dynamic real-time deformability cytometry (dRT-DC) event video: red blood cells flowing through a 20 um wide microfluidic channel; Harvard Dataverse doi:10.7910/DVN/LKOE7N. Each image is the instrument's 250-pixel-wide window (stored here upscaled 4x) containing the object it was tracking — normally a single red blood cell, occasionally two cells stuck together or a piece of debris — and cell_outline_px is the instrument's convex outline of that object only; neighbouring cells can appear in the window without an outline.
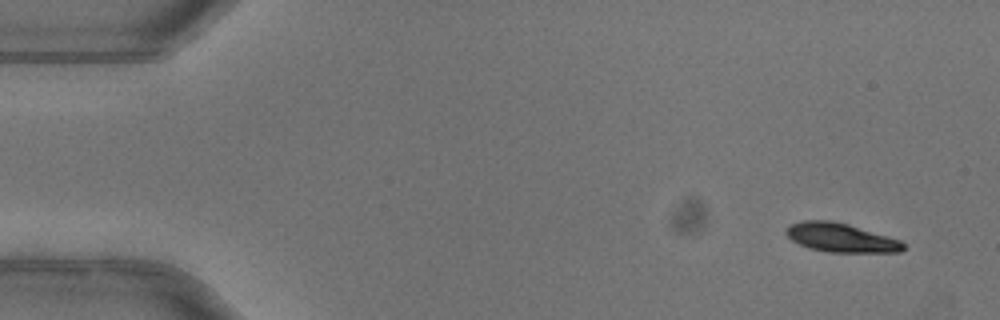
{"species": "common noctule bat (a hibernating species)", "species_latin": "Nyctalus noctula", "temperature_condition": "warm", "stored_images_in_passage": 50, "camera_frame_rate_fps": 3000, "um_per_image_px": 0.085, "animal": {"sex": "female"}, "frame": {"image": 1, "passage_image": 1, "time_ms": 0.0, "image_size_px": [1000, 320], "cell_outline_px": [[904, 248], [900, 252], [828, 252], [808, 248], [792, 240], [784, 232], [784, 228], [792, 224], [804, 220], [832, 220], [848, 224], [900, 240], [904, 244]], "centroid_in_image_um": [71.43, 20.2], "position_along_channel_um": 13.6, "area_um2": 19.65}}
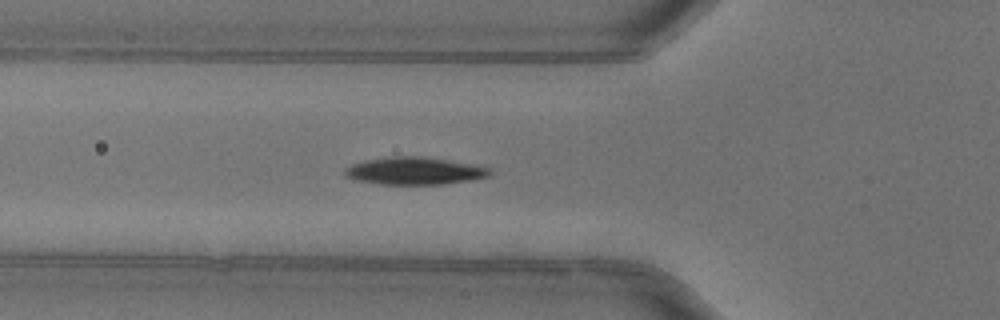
{"frame": {"image": 2, "passage_image": 16, "time_ms": 5.0, "image_size_px": [1000, 320], "cell_outline_px": [[492, 172], [488, 176], [476, 180], [444, 184], [380, 184], [356, 180], [344, 176], [344, 172], [352, 164], [364, 160], [392, 156], [420, 156], [472, 164], [492, 168]], "centroid_in_image_um": [35.27, 14.53], "position_along_channel_um": 90.5, "area_um2": 23.24}}
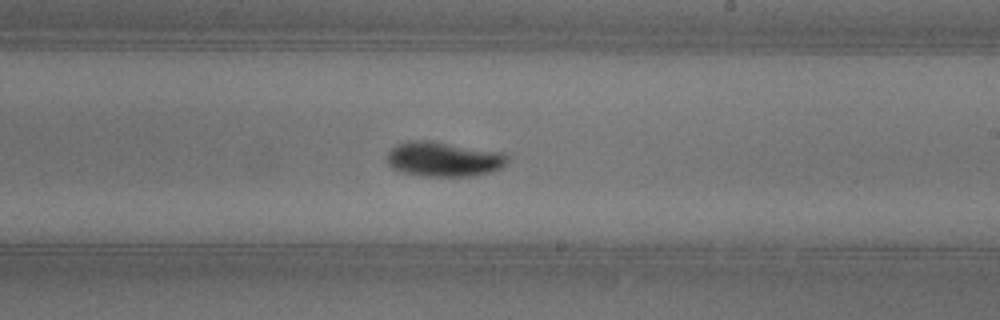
{"frame": {"image": 3, "passage_image": 28, "time_ms": 9.0, "image_size_px": [1000, 320], "cell_outline_px": [[508, 160], [500, 168], [492, 172], [476, 176], [420, 176], [400, 172], [392, 168], [388, 164], [388, 152], [396, 144], [408, 140], [432, 140], [504, 152], [508, 156]], "centroid_in_image_um": [37.71, 13.52], "position_along_channel_um": 251.3, "area_um2": 24.85}, "authors_computed_cell_mechanics": {"area_um2": 22.1952, "velocity_mm_per_s": 4.0121, "shape_relaxation_time_tau1_ms": 2.1991, "shape_relaxation_time_tau2_ms": null, "deformation_change_tau1": 0.165, "deformation_change_tau2": null}}